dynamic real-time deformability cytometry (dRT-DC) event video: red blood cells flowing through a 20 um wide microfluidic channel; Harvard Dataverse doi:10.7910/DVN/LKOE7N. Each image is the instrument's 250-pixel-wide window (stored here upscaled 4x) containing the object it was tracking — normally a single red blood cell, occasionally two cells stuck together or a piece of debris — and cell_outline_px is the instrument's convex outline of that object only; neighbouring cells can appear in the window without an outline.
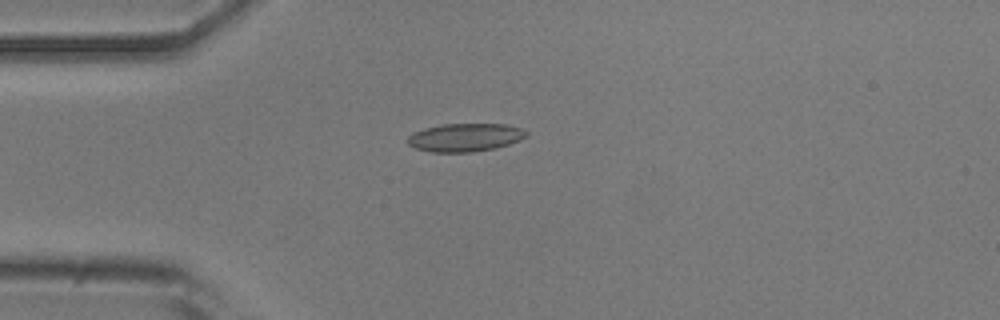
{"species": "common noctule bat (a hibernating species)", "species_latin": "Nyctalus noctula", "temperature_condition": "room temperature", "stored_images_in_passage": 4, "camera_frame_rate_fps": 3000, "um_per_image_px": 0.085, "animal": {"sex": "male", "body_mass_g": 20.5, "forearm_length_mm": 52.5}, "frame": {"image": 1, "passage_image": 3, "time_ms": 0.667, "image_size_px": [1000, 320], "cell_outline_px": [[528, 136], [520, 140], [496, 148], [472, 152], [432, 152], [416, 148], [408, 144], [408, 136], [412, 132], [424, 128], [440, 124], [508, 124], [520, 128], [528, 132]], "centroid_in_image_um": [39.54, 11.67], "position_along_channel_um": 45.5, "area_um2": 19.59}}